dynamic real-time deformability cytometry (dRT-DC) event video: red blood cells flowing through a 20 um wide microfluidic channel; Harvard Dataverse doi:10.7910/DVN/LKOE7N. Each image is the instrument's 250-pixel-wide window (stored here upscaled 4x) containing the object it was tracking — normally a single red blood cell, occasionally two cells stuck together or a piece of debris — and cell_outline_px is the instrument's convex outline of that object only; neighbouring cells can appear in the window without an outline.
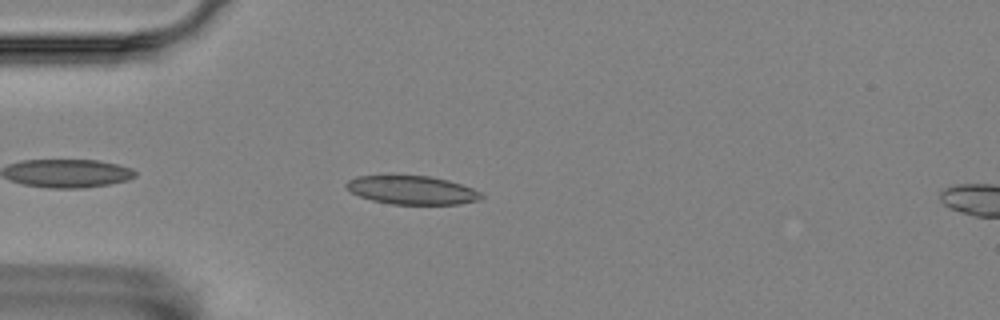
{"species": "Egyptian fruit bat (a non-hibernating species)", "species_latin": "Rousettus aegyptiacus", "temperature_condition": "room temperature", "stored_images_in_passage": 46, "camera_frame_rate_fps": 3000, "um_per_image_px": 0.085, "animal": {"sex": "female"}, "frame": {"image": 1, "passage_image": 5, "time_ms": 1.333, "image_size_px": [1000, 320], "cell_outline_px": [[484, 196], [480, 200], [460, 204], [392, 204], [372, 200], [360, 196], [352, 192], [344, 184], [348, 180], [356, 176], [428, 176], [448, 180], [472, 188], [480, 192]], "centroid_in_image_um": [35.04, 16.16], "position_along_channel_um": 50.0, "area_um2": 22.25}}
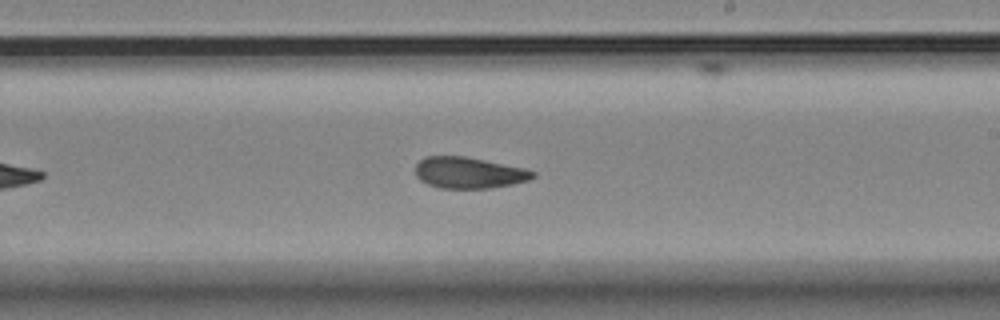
{"frame": {"image": 2, "passage_image": 23, "time_ms": 7.333, "image_size_px": [1000, 320], "cell_outline_px": [[536, 176], [528, 180], [512, 184], [492, 188], [440, 188], [428, 184], [420, 180], [416, 176], [416, 164], [424, 156], [464, 156], [524, 168], [536, 172]], "centroid_in_image_um": [39.84, 14.68], "position_along_channel_um": 249.2, "area_um2": 21.33}}
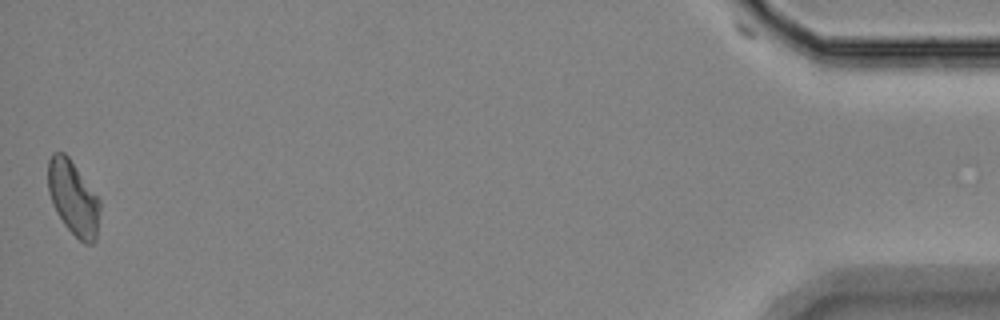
{"frame": {"image": 3, "passage_image": 46, "time_ms": 15.0, "image_size_px": [1000, 320], "cell_outline_px": [[100, 212], [96, 240], [92, 244], [84, 244], [64, 224], [56, 212], [52, 204], [48, 192], [48, 160], [52, 152], [64, 152], [68, 156], [100, 200]], "centroid_in_image_um": [6.22, 16.83], "position_along_channel_um": 429.0, "area_um2": 22.48}, "authors_computed_cell_mechanics": {"area_um2": 21.9929, "velocity_mm_per_s": 3.4998, "shape_relaxation_time_tau1_ms": null, "shape_relaxation_time_tau2_ms": 3.2502, "deformation_change_tau1": null, "deformation_change_tau2": 0.0939}}